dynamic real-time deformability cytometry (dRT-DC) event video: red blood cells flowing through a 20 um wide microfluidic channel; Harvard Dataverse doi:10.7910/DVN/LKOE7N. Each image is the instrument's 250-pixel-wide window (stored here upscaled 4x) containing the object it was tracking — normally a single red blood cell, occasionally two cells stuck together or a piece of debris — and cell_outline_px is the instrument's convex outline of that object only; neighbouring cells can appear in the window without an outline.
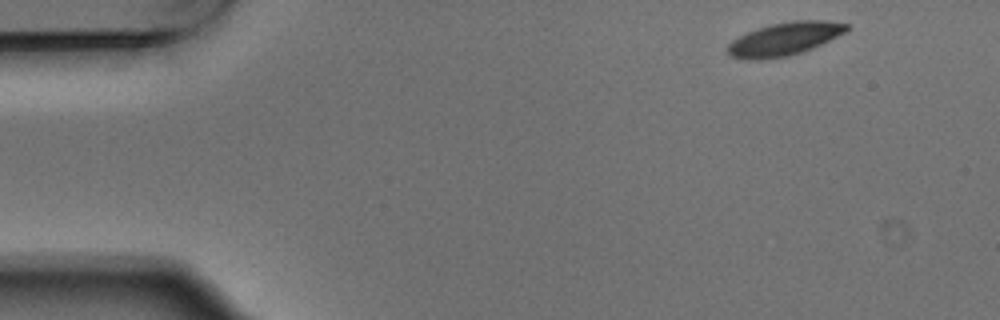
{"species": "Egyptian fruit bat (a non-hibernating species)", "species_latin": "Rousettus aegyptiacus", "temperature_condition": "warm", "stored_images_in_passage": 4, "camera_frame_rate_fps": 3000, "um_per_image_px": 0.085, "animal": {"sex": "male"}, "frame": {"image": 1, "passage_image": 1, "time_ms": 0.0, "image_size_px": [1000, 320], "cell_outline_px": [[848, 32], [812, 48], [788, 56], [760, 60], [740, 60], [732, 56], [728, 52], [728, 44], [732, 40], [748, 32], [772, 24], [792, 20], [828, 20], [848, 24]], "centroid_in_image_um": [66.7, 3.31], "position_along_channel_um": 18.3, "area_um2": 22.95}}
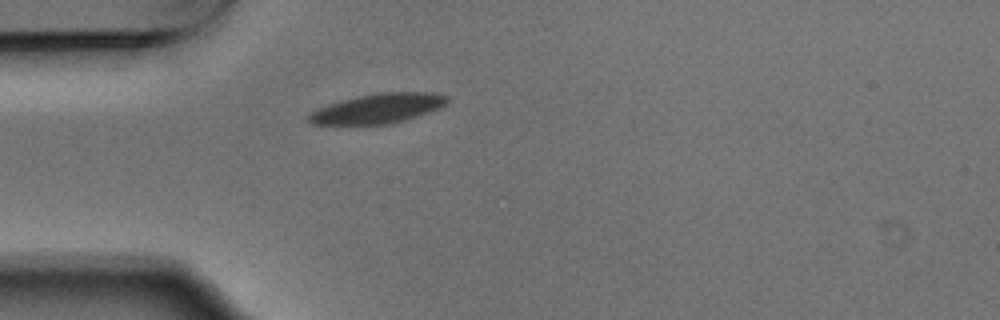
{"frame": {"image": 2, "passage_image": 4, "time_ms": 1.0, "image_size_px": [1000, 320], "cell_outline_px": [[448, 100], [440, 108], [404, 120], [388, 124], [312, 124], [304, 116], [308, 112], [316, 108], [328, 104], [360, 96], [380, 92], [432, 92], [448, 96]], "centroid_in_image_um": [32.07, 9.22], "position_along_channel_um": 52.9, "area_um2": 23.81}}